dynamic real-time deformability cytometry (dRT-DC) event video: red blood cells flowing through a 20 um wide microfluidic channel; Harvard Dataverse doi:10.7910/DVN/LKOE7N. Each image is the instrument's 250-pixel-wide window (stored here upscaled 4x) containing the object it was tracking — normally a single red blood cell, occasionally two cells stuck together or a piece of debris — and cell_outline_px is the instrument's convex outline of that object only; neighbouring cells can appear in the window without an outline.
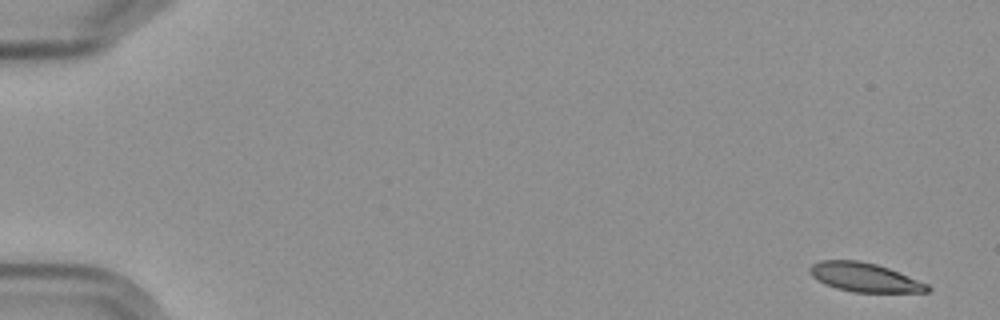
{"species": "Egyptian fruit bat (a non-hibernating species)", "species_latin": "Rousettus aegyptiacus", "temperature_condition": "cold", "stored_images_in_passage": 5, "camera_frame_rate_fps": 3000, "um_per_image_px": 0.085, "frame": {"image": 1, "passage_image": 1, "time_ms": 0.0, "image_size_px": [1000, 320], "cell_outline_px": [[932, 288], [928, 292], [856, 292], [836, 288], [816, 280], [808, 272], [808, 268], [812, 264], [820, 260], [860, 260], [876, 264], [888, 268], [928, 284]], "centroid_in_image_um": [73.46, 23.56], "position_along_channel_um": 11.5, "area_um2": 19.83}}
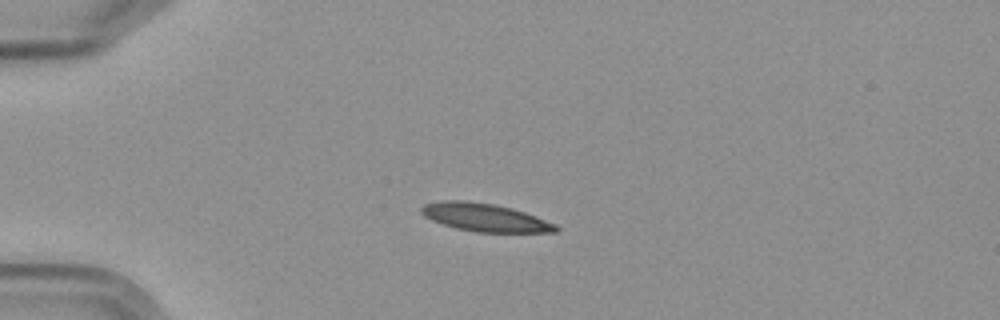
{"frame": {"image": 2, "passage_image": 4, "time_ms": 4.333, "image_size_px": [1000, 320], "cell_outline_px": [[560, 228], [556, 232], [476, 232], [456, 228], [432, 220], [424, 216], [420, 212], [420, 208], [424, 204], [440, 200], [464, 200], [492, 204], [512, 208], [536, 216], [556, 224]], "centroid_in_image_um": [41.2, 18.48], "position_along_channel_um": 43.8, "area_um2": 21.91}}